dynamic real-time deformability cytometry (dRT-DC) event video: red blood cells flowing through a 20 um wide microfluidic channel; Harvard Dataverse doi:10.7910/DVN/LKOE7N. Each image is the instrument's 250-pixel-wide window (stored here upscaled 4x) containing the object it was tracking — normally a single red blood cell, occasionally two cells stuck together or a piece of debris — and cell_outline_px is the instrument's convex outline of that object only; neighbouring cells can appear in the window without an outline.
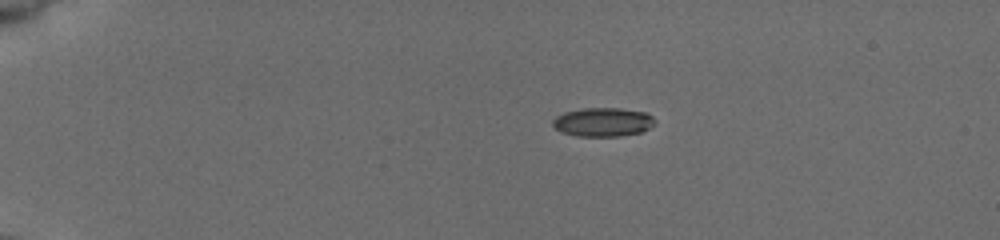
{"species": "common noctule bat (a hibernating species)", "species_latin": "Nyctalus noctula", "temperature_condition": "cold", "stored_images_in_passage": 42, "camera_frame_rate_fps": 3000, "um_per_image_px": 0.085, "animal": {"sex": "female", "body_mass_g": 19.5, "forearm_length_mm": 54.1}, "frame": {"image": 1, "passage_image": 1, "time_ms": 0.0, "image_size_px": [1000, 240], "cell_outline_px": [[656, 124], [640, 132], [620, 136], [576, 136], [560, 132], [552, 124], [552, 120], [556, 116], [564, 112], [584, 108], [620, 108], [648, 112], [656, 120]], "centroid_in_image_um": [51.26, 10.37], "position_along_channel_um": 33.7, "area_um2": 17.34}}
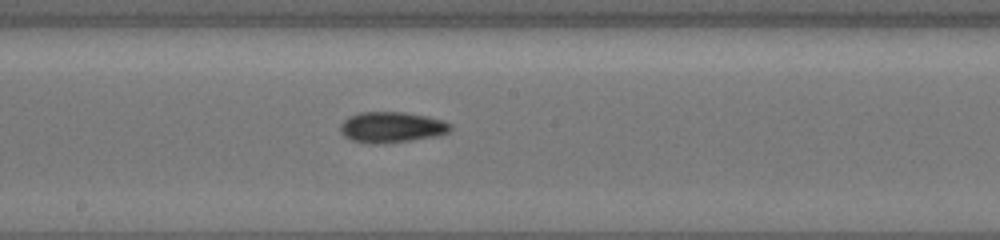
{"frame": {"image": 2, "passage_image": 19, "time_ms": 6.0, "image_size_px": [1000, 240], "cell_outline_px": [[452, 128], [448, 132], [436, 136], [412, 140], [384, 144], [368, 144], [352, 140], [344, 136], [340, 132], [340, 124], [348, 116], [360, 112], [404, 112], [428, 116], [444, 120], [452, 124]], "centroid_in_image_um": [33.28, 10.82], "position_along_channel_um": 214.9, "area_um2": 20.06}}
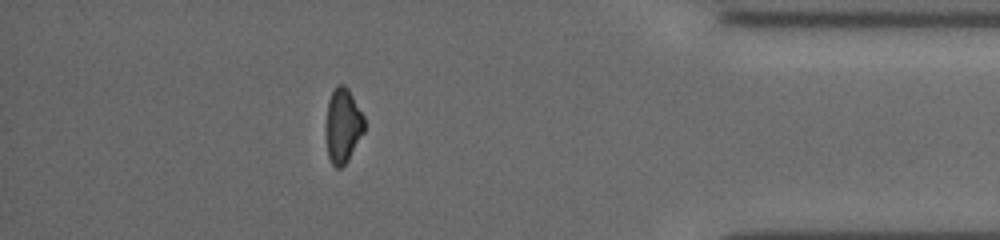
{"frame": {"image": 3, "passage_image": 36, "time_ms": 11.667, "image_size_px": [1000, 240], "cell_outline_px": [[364, 132], [348, 160], [340, 168], [336, 168], [332, 164], [328, 156], [324, 132], [324, 128], [328, 100], [336, 84], [344, 84], [348, 88], [364, 116]], "centroid_in_image_um": [29.11, 10.67], "position_along_channel_um": 406.1, "area_um2": 17.05}, "authors_computed_cell_mechanics": {"area_um2": 18.1492, "velocity_mm_per_s": 3.8965, "shape_relaxation_time_tau1_ms": 4.0874, "shape_relaxation_time_tau2_ms": 4.3426, "deformation_change_tau1": 0.1393, "deformation_change_tau2": 0.1151}}